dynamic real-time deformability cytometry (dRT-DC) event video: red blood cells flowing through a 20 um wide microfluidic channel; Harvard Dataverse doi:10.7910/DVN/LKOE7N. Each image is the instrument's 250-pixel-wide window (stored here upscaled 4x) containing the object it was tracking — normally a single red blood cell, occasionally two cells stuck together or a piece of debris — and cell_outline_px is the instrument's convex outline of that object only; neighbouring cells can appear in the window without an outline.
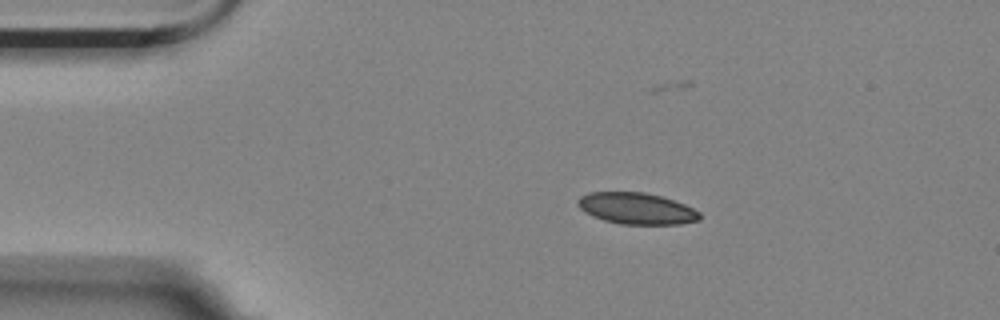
{"species": "Egyptian fruit bat (a non-hibernating species)", "species_latin": "Rousettus aegyptiacus", "temperature_condition": "room temperature", "stored_images_in_passage": 4, "camera_frame_rate_fps": 3000, "um_per_image_px": 0.085, "animal": {"sex": "female"}, "frame": {"image": 1, "passage_image": 2, "time_ms": 0.333, "image_size_px": [1000, 320], "cell_outline_px": [[700, 220], [680, 224], [620, 224], [604, 220], [592, 216], [584, 212], [576, 204], [576, 200], [580, 196], [588, 192], [644, 192], [660, 196], [684, 204], [700, 212]], "centroid_in_image_um": [54.07, 17.72], "position_along_channel_um": 30.9, "area_um2": 22.37}}
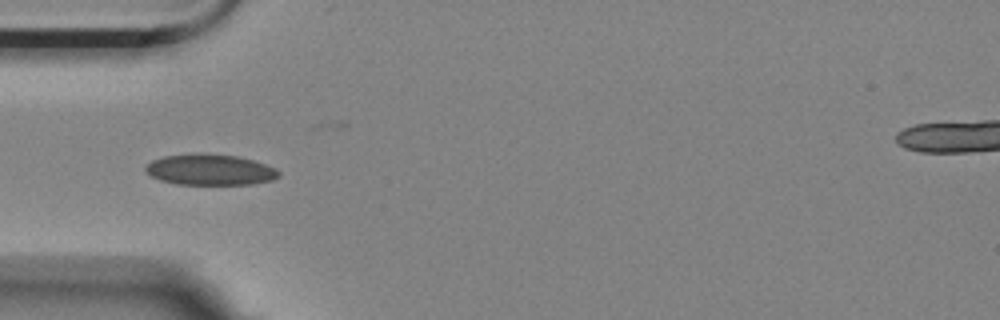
{"frame": {"image": 2, "passage_image": 4, "time_ms": 1.0, "image_size_px": [1000, 320], "cell_outline_px": [[280, 176], [272, 180], [252, 184], [176, 184], [160, 180], [152, 176], [144, 168], [152, 160], [164, 156], [196, 152], [200, 152], [236, 156], [252, 160], [276, 168], [280, 172]], "centroid_in_image_um": [17.85, 14.41], "position_along_channel_um": 67.1, "area_um2": 24.04}}